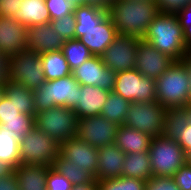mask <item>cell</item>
I'll return each instance as SVG.
<instances>
[{"label": "cell", "mask_w": 191, "mask_h": 190, "mask_svg": "<svg viewBox=\"0 0 191 190\" xmlns=\"http://www.w3.org/2000/svg\"><path fill=\"white\" fill-rule=\"evenodd\" d=\"M75 39L81 41L93 55L101 56L118 36L108 10L79 4L74 6Z\"/></svg>", "instance_id": "1"}, {"label": "cell", "mask_w": 191, "mask_h": 190, "mask_svg": "<svg viewBox=\"0 0 191 190\" xmlns=\"http://www.w3.org/2000/svg\"><path fill=\"white\" fill-rule=\"evenodd\" d=\"M160 12L156 0H117L109 4L110 16L118 35L143 39L148 25Z\"/></svg>", "instance_id": "2"}, {"label": "cell", "mask_w": 191, "mask_h": 190, "mask_svg": "<svg viewBox=\"0 0 191 190\" xmlns=\"http://www.w3.org/2000/svg\"><path fill=\"white\" fill-rule=\"evenodd\" d=\"M143 40L175 61L186 59L187 46L176 14L159 12L148 25Z\"/></svg>", "instance_id": "3"}, {"label": "cell", "mask_w": 191, "mask_h": 190, "mask_svg": "<svg viewBox=\"0 0 191 190\" xmlns=\"http://www.w3.org/2000/svg\"><path fill=\"white\" fill-rule=\"evenodd\" d=\"M187 61H175L157 80L156 101L164 108L189 105Z\"/></svg>", "instance_id": "4"}, {"label": "cell", "mask_w": 191, "mask_h": 190, "mask_svg": "<svg viewBox=\"0 0 191 190\" xmlns=\"http://www.w3.org/2000/svg\"><path fill=\"white\" fill-rule=\"evenodd\" d=\"M79 85L72 74L45 81L39 89L33 91L36 113L56 106L74 109L77 106Z\"/></svg>", "instance_id": "5"}, {"label": "cell", "mask_w": 191, "mask_h": 190, "mask_svg": "<svg viewBox=\"0 0 191 190\" xmlns=\"http://www.w3.org/2000/svg\"><path fill=\"white\" fill-rule=\"evenodd\" d=\"M19 153L21 164H38L53 167L60 154V144L52 137L34 127L20 138Z\"/></svg>", "instance_id": "6"}, {"label": "cell", "mask_w": 191, "mask_h": 190, "mask_svg": "<svg viewBox=\"0 0 191 190\" xmlns=\"http://www.w3.org/2000/svg\"><path fill=\"white\" fill-rule=\"evenodd\" d=\"M148 152L153 176L173 177L186 163L182 147L164 134L152 138Z\"/></svg>", "instance_id": "7"}, {"label": "cell", "mask_w": 191, "mask_h": 190, "mask_svg": "<svg viewBox=\"0 0 191 190\" xmlns=\"http://www.w3.org/2000/svg\"><path fill=\"white\" fill-rule=\"evenodd\" d=\"M78 118L71 108L53 107L36 113L35 127L59 144L76 137Z\"/></svg>", "instance_id": "8"}, {"label": "cell", "mask_w": 191, "mask_h": 190, "mask_svg": "<svg viewBox=\"0 0 191 190\" xmlns=\"http://www.w3.org/2000/svg\"><path fill=\"white\" fill-rule=\"evenodd\" d=\"M8 80L32 91L39 89L46 81L40 54L25 49L9 57Z\"/></svg>", "instance_id": "9"}, {"label": "cell", "mask_w": 191, "mask_h": 190, "mask_svg": "<svg viewBox=\"0 0 191 190\" xmlns=\"http://www.w3.org/2000/svg\"><path fill=\"white\" fill-rule=\"evenodd\" d=\"M166 108L157 101L131 102L124 125L137 129L152 138L160 136L165 131Z\"/></svg>", "instance_id": "10"}, {"label": "cell", "mask_w": 191, "mask_h": 190, "mask_svg": "<svg viewBox=\"0 0 191 190\" xmlns=\"http://www.w3.org/2000/svg\"><path fill=\"white\" fill-rule=\"evenodd\" d=\"M113 92L130 102L156 101L155 80L143 76L136 69L117 72Z\"/></svg>", "instance_id": "11"}, {"label": "cell", "mask_w": 191, "mask_h": 190, "mask_svg": "<svg viewBox=\"0 0 191 190\" xmlns=\"http://www.w3.org/2000/svg\"><path fill=\"white\" fill-rule=\"evenodd\" d=\"M118 127L102 115L80 118L77 122L76 137L99 149L114 144Z\"/></svg>", "instance_id": "12"}, {"label": "cell", "mask_w": 191, "mask_h": 190, "mask_svg": "<svg viewBox=\"0 0 191 190\" xmlns=\"http://www.w3.org/2000/svg\"><path fill=\"white\" fill-rule=\"evenodd\" d=\"M139 39L118 35L101 54L102 62L115 73L135 69Z\"/></svg>", "instance_id": "13"}, {"label": "cell", "mask_w": 191, "mask_h": 190, "mask_svg": "<svg viewBox=\"0 0 191 190\" xmlns=\"http://www.w3.org/2000/svg\"><path fill=\"white\" fill-rule=\"evenodd\" d=\"M80 85L97 86L113 91L116 73L104 65L100 56L93 55L72 71Z\"/></svg>", "instance_id": "14"}, {"label": "cell", "mask_w": 191, "mask_h": 190, "mask_svg": "<svg viewBox=\"0 0 191 190\" xmlns=\"http://www.w3.org/2000/svg\"><path fill=\"white\" fill-rule=\"evenodd\" d=\"M175 60L158 51L149 42L139 39L135 69L143 76L157 80Z\"/></svg>", "instance_id": "15"}, {"label": "cell", "mask_w": 191, "mask_h": 190, "mask_svg": "<svg viewBox=\"0 0 191 190\" xmlns=\"http://www.w3.org/2000/svg\"><path fill=\"white\" fill-rule=\"evenodd\" d=\"M60 153L81 169L91 172L97 180L98 149L73 137L60 144Z\"/></svg>", "instance_id": "16"}, {"label": "cell", "mask_w": 191, "mask_h": 190, "mask_svg": "<svg viewBox=\"0 0 191 190\" xmlns=\"http://www.w3.org/2000/svg\"><path fill=\"white\" fill-rule=\"evenodd\" d=\"M27 49V27L13 17H0V52L11 57Z\"/></svg>", "instance_id": "17"}, {"label": "cell", "mask_w": 191, "mask_h": 190, "mask_svg": "<svg viewBox=\"0 0 191 190\" xmlns=\"http://www.w3.org/2000/svg\"><path fill=\"white\" fill-rule=\"evenodd\" d=\"M65 40L51 23L27 27V49L38 54L62 50Z\"/></svg>", "instance_id": "18"}, {"label": "cell", "mask_w": 191, "mask_h": 190, "mask_svg": "<svg viewBox=\"0 0 191 190\" xmlns=\"http://www.w3.org/2000/svg\"><path fill=\"white\" fill-rule=\"evenodd\" d=\"M110 91L88 85H79L77 106L73 109L78 119L101 115Z\"/></svg>", "instance_id": "19"}, {"label": "cell", "mask_w": 191, "mask_h": 190, "mask_svg": "<svg viewBox=\"0 0 191 190\" xmlns=\"http://www.w3.org/2000/svg\"><path fill=\"white\" fill-rule=\"evenodd\" d=\"M125 155L115 143L99 148L97 180L121 177Z\"/></svg>", "instance_id": "20"}, {"label": "cell", "mask_w": 191, "mask_h": 190, "mask_svg": "<svg viewBox=\"0 0 191 190\" xmlns=\"http://www.w3.org/2000/svg\"><path fill=\"white\" fill-rule=\"evenodd\" d=\"M152 137L137 129L121 125L115 136V144L125 153L148 152Z\"/></svg>", "instance_id": "21"}, {"label": "cell", "mask_w": 191, "mask_h": 190, "mask_svg": "<svg viewBox=\"0 0 191 190\" xmlns=\"http://www.w3.org/2000/svg\"><path fill=\"white\" fill-rule=\"evenodd\" d=\"M46 165L20 164L13 170L19 184V190H47Z\"/></svg>", "instance_id": "22"}, {"label": "cell", "mask_w": 191, "mask_h": 190, "mask_svg": "<svg viewBox=\"0 0 191 190\" xmlns=\"http://www.w3.org/2000/svg\"><path fill=\"white\" fill-rule=\"evenodd\" d=\"M26 27L37 26L51 21L45 0H23L20 10L13 17Z\"/></svg>", "instance_id": "23"}, {"label": "cell", "mask_w": 191, "mask_h": 190, "mask_svg": "<svg viewBox=\"0 0 191 190\" xmlns=\"http://www.w3.org/2000/svg\"><path fill=\"white\" fill-rule=\"evenodd\" d=\"M4 95L18 109L19 113L36 116L34 94L22 84L12 81L5 83Z\"/></svg>", "instance_id": "24"}, {"label": "cell", "mask_w": 191, "mask_h": 190, "mask_svg": "<svg viewBox=\"0 0 191 190\" xmlns=\"http://www.w3.org/2000/svg\"><path fill=\"white\" fill-rule=\"evenodd\" d=\"M122 176L148 180L153 176L149 152L127 153L123 162Z\"/></svg>", "instance_id": "25"}, {"label": "cell", "mask_w": 191, "mask_h": 190, "mask_svg": "<svg viewBox=\"0 0 191 190\" xmlns=\"http://www.w3.org/2000/svg\"><path fill=\"white\" fill-rule=\"evenodd\" d=\"M46 81L59 79L72 74L62 51H51L40 55Z\"/></svg>", "instance_id": "26"}, {"label": "cell", "mask_w": 191, "mask_h": 190, "mask_svg": "<svg viewBox=\"0 0 191 190\" xmlns=\"http://www.w3.org/2000/svg\"><path fill=\"white\" fill-rule=\"evenodd\" d=\"M53 168L64 175L72 185H80L96 182V177L89 171L81 169L69 159L65 158L61 153L54 161Z\"/></svg>", "instance_id": "27"}, {"label": "cell", "mask_w": 191, "mask_h": 190, "mask_svg": "<svg viewBox=\"0 0 191 190\" xmlns=\"http://www.w3.org/2000/svg\"><path fill=\"white\" fill-rule=\"evenodd\" d=\"M20 138L12 131L0 128V160L16 169L20 163Z\"/></svg>", "instance_id": "28"}, {"label": "cell", "mask_w": 191, "mask_h": 190, "mask_svg": "<svg viewBox=\"0 0 191 190\" xmlns=\"http://www.w3.org/2000/svg\"><path fill=\"white\" fill-rule=\"evenodd\" d=\"M130 103L121 95L110 91L107 101L103 105L101 115L118 126L124 125Z\"/></svg>", "instance_id": "29"}, {"label": "cell", "mask_w": 191, "mask_h": 190, "mask_svg": "<svg viewBox=\"0 0 191 190\" xmlns=\"http://www.w3.org/2000/svg\"><path fill=\"white\" fill-rule=\"evenodd\" d=\"M188 123L187 106L170 107L166 109L164 135L176 141L180 131H184Z\"/></svg>", "instance_id": "30"}, {"label": "cell", "mask_w": 191, "mask_h": 190, "mask_svg": "<svg viewBox=\"0 0 191 190\" xmlns=\"http://www.w3.org/2000/svg\"><path fill=\"white\" fill-rule=\"evenodd\" d=\"M61 51L72 71L93 56L90 50L78 39L67 40Z\"/></svg>", "instance_id": "31"}, {"label": "cell", "mask_w": 191, "mask_h": 190, "mask_svg": "<svg viewBox=\"0 0 191 190\" xmlns=\"http://www.w3.org/2000/svg\"><path fill=\"white\" fill-rule=\"evenodd\" d=\"M145 183L144 180L126 176L97 180L98 190H145Z\"/></svg>", "instance_id": "32"}, {"label": "cell", "mask_w": 191, "mask_h": 190, "mask_svg": "<svg viewBox=\"0 0 191 190\" xmlns=\"http://www.w3.org/2000/svg\"><path fill=\"white\" fill-rule=\"evenodd\" d=\"M35 127V116L22 113V118L4 119L0 128L14 132L19 138L24 137Z\"/></svg>", "instance_id": "33"}, {"label": "cell", "mask_w": 191, "mask_h": 190, "mask_svg": "<svg viewBox=\"0 0 191 190\" xmlns=\"http://www.w3.org/2000/svg\"><path fill=\"white\" fill-rule=\"evenodd\" d=\"M50 23L54 31L61 35L65 41L75 39L76 18L74 13L67 14L59 19L51 20Z\"/></svg>", "instance_id": "34"}, {"label": "cell", "mask_w": 191, "mask_h": 190, "mask_svg": "<svg viewBox=\"0 0 191 190\" xmlns=\"http://www.w3.org/2000/svg\"><path fill=\"white\" fill-rule=\"evenodd\" d=\"M51 20L74 13V5L66 0H45Z\"/></svg>", "instance_id": "35"}, {"label": "cell", "mask_w": 191, "mask_h": 190, "mask_svg": "<svg viewBox=\"0 0 191 190\" xmlns=\"http://www.w3.org/2000/svg\"><path fill=\"white\" fill-rule=\"evenodd\" d=\"M46 182L47 190H71L73 186L64 175L53 167L48 169Z\"/></svg>", "instance_id": "36"}, {"label": "cell", "mask_w": 191, "mask_h": 190, "mask_svg": "<svg viewBox=\"0 0 191 190\" xmlns=\"http://www.w3.org/2000/svg\"><path fill=\"white\" fill-rule=\"evenodd\" d=\"M145 190H180L173 177L152 176L145 183Z\"/></svg>", "instance_id": "37"}, {"label": "cell", "mask_w": 191, "mask_h": 190, "mask_svg": "<svg viewBox=\"0 0 191 190\" xmlns=\"http://www.w3.org/2000/svg\"><path fill=\"white\" fill-rule=\"evenodd\" d=\"M176 15L183 29L185 45L188 48L191 45V1Z\"/></svg>", "instance_id": "38"}, {"label": "cell", "mask_w": 191, "mask_h": 190, "mask_svg": "<svg viewBox=\"0 0 191 190\" xmlns=\"http://www.w3.org/2000/svg\"><path fill=\"white\" fill-rule=\"evenodd\" d=\"M173 179L180 190H191V165L187 163L182 165Z\"/></svg>", "instance_id": "39"}, {"label": "cell", "mask_w": 191, "mask_h": 190, "mask_svg": "<svg viewBox=\"0 0 191 190\" xmlns=\"http://www.w3.org/2000/svg\"><path fill=\"white\" fill-rule=\"evenodd\" d=\"M12 118H22V113H19L14 104L4 95L0 101V122Z\"/></svg>", "instance_id": "40"}, {"label": "cell", "mask_w": 191, "mask_h": 190, "mask_svg": "<svg viewBox=\"0 0 191 190\" xmlns=\"http://www.w3.org/2000/svg\"><path fill=\"white\" fill-rule=\"evenodd\" d=\"M191 0H156L160 12L176 14L182 10Z\"/></svg>", "instance_id": "41"}, {"label": "cell", "mask_w": 191, "mask_h": 190, "mask_svg": "<svg viewBox=\"0 0 191 190\" xmlns=\"http://www.w3.org/2000/svg\"><path fill=\"white\" fill-rule=\"evenodd\" d=\"M188 109V123L184 131H180L179 138L176 142L182 147L185 154L191 150V104L187 106Z\"/></svg>", "instance_id": "42"}, {"label": "cell", "mask_w": 191, "mask_h": 190, "mask_svg": "<svg viewBox=\"0 0 191 190\" xmlns=\"http://www.w3.org/2000/svg\"><path fill=\"white\" fill-rule=\"evenodd\" d=\"M23 0H0V17H14Z\"/></svg>", "instance_id": "43"}, {"label": "cell", "mask_w": 191, "mask_h": 190, "mask_svg": "<svg viewBox=\"0 0 191 190\" xmlns=\"http://www.w3.org/2000/svg\"><path fill=\"white\" fill-rule=\"evenodd\" d=\"M0 190H19L18 180L14 172L8 176L0 178Z\"/></svg>", "instance_id": "44"}, {"label": "cell", "mask_w": 191, "mask_h": 190, "mask_svg": "<svg viewBox=\"0 0 191 190\" xmlns=\"http://www.w3.org/2000/svg\"><path fill=\"white\" fill-rule=\"evenodd\" d=\"M9 57L0 52V84L8 81Z\"/></svg>", "instance_id": "45"}, {"label": "cell", "mask_w": 191, "mask_h": 190, "mask_svg": "<svg viewBox=\"0 0 191 190\" xmlns=\"http://www.w3.org/2000/svg\"><path fill=\"white\" fill-rule=\"evenodd\" d=\"M82 4L108 10L110 3L107 0H82Z\"/></svg>", "instance_id": "46"}, {"label": "cell", "mask_w": 191, "mask_h": 190, "mask_svg": "<svg viewBox=\"0 0 191 190\" xmlns=\"http://www.w3.org/2000/svg\"><path fill=\"white\" fill-rule=\"evenodd\" d=\"M71 190H98V184L96 182L73 185Z\"/></svg>", "instance_id": "47"}, {"label": "cell", "mask_w": 191, "mask_h": 190, "mask_svg": "<svg viewBox=\"0 0 191 190\" xmlns=\"http://www.w3.org/2000/svg\"><path fill=\"white\" fill-rule=\"evenodd\" d=\"M13 170L11 166L0 160V178L12 174Z\"/></svg>", "instance_id": "48"}, {"label": "cell", "mask_w": 191, "mask_h": 190, "mask_svg": "<svg viewBox=\"0 0 191 190\" xmlns=\"http://www.w3.org/2000/svg\"><path fill=\"white\" fill-rule=\"evenodd\" d=\"M187 75L189 78V104H191V65L187 62Z\"/></svg>", "instance_id": "49"}, {"label": "cell", "mask_w": 191, "mask_h": 190, "mask_svg": "<svg viewBox=\"0 0 191 190\" xmlns=\"http://www.w3.org/2000/svg\"><path fill=\"white\" fill-rule=\"evenodd\" d=\"M185 60L191 65V45L187 48V54Z\"/></svg>", "instance_id": "50"}, {"label": "cell", "mask_w": 191, "mask_h": 190, "mask_svg": "<svg viewBox=\"0 0 191 190\" xmlns=\"http://www.w3.org/2000/svg\"><path fill=\"white\" fill-rule=\"evenodd\" d=\"M185 157H186V163L191 165V150L188 151L186 154H185Z\"/></svg>", "instance_id": "51"}, {"label": "cell", "mask_w": 191, "mask_h": 190, "mask_svg": "<svg viewBox=\"0 0 191 190\" xmlns=\"http://www.w3.org/2000/svg\"><path fill=\"white\" fill-rule=\"evenodd\" d=\"M5 84H0V101L4 96Z\"/></svg>", "instance_id": "52"}, {"label": "cell", "mask_w": 191, "mask_h": 190, "mask_svg": "<svg viewBox=\"0 0 191 190\" xmlns=\"http://www.w3.org/2000/svg\"><path fill=\"white\" fill-rule=\"evenodd\" d=\"M68 2H70L71 4H73L74 6H77L79 4H82V0H66Z\"/></svg>", "instance_id": "53"}, {"label": "cell", "mask_w": 191, "mask_h": 190, "mask_svg": "<svg viewBox=\"0 0 191 190\" xmlns=\"http://www.w3.org/2000/svg\"><path fill=\"white\" fill-rule=\"evenodd\" d=\"M109 3H112L113 1H117V0H107Z\"/></svg>", "instance_id": "54"}]
</instances>
